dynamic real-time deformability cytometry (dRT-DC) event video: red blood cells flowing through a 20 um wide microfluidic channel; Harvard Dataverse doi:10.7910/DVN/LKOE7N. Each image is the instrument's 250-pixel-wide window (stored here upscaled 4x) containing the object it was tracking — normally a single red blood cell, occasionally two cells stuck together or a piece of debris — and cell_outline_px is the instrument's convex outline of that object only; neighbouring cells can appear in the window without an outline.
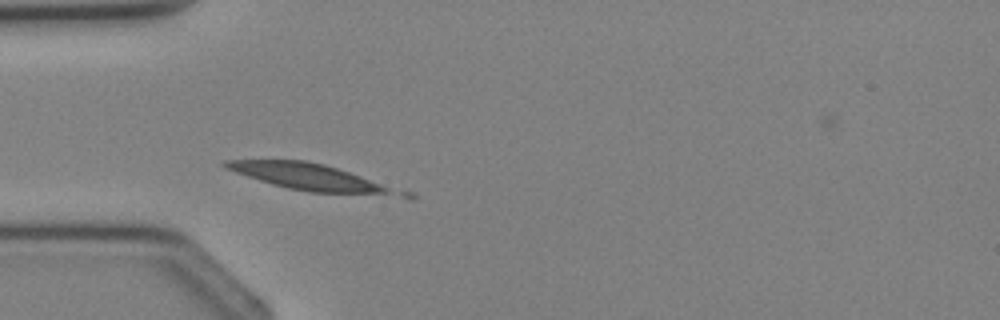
{"species": "Egyptian fruit bat (a non-hibernating species)", "species_latin": "Rousettus aegyptiacus", "temperature_condition": "cold", "stored_images_in_passage": 1, "camera_frame_rate_fps": 3000, "um_per_image_px": 0.085, "animal": {"sex": "female"}, "frame": {"image": 1, "passage_image": 1, "time_ms": 0.0, "image_size_px": [1000, 320], "cell_outline_px": [[388, 192], [308, 192], [288, 188], [272, 184], [224, 168], [220, 164], [224, 160], [304, 160], [324, 164], [360, 176], [388, 188]], "centroid_in_image_um": [25.81, 14.95], "position_along_channel_um": 59.2, "area_um2": 24.16}}